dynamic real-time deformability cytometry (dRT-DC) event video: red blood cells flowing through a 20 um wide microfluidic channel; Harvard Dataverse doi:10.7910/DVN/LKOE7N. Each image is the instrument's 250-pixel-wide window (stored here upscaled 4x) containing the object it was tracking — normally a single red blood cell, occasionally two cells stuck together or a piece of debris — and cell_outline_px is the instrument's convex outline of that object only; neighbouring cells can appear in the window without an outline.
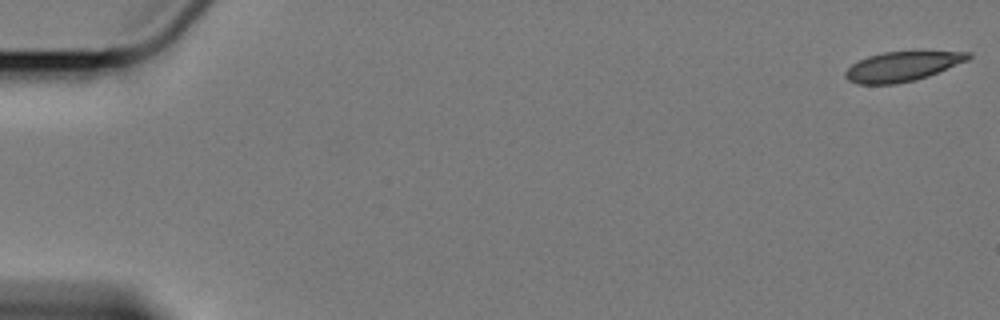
{"species": "Egyptian fruit bat (a non-hibernating species)", "species_latin": "Rousettus aegyptiacus", "temperature_condition": "cold", "stored_images_in_passage": 4, "camera_frame_rate_fps": 3000, "um_per_image_px": 0.085, "animal": {"sex": "female"}, "frame": {"image": 1, "passage_image": 1, "time_ms": 0.0, "image_size_px": [1000, 320], "cell_outline_px": [[972, 56], [968, 60], [928, 76], [912, 80], [892, 84], [856, 84], [848, 80], [844, 76], [844, 72], [852, 64], [868, 56], [884, 52], [972, 52]], "centroid_in_image_um": [76.66, 5.65], "position_along_channel_um": 8.3, "area_um2": 20.87}}